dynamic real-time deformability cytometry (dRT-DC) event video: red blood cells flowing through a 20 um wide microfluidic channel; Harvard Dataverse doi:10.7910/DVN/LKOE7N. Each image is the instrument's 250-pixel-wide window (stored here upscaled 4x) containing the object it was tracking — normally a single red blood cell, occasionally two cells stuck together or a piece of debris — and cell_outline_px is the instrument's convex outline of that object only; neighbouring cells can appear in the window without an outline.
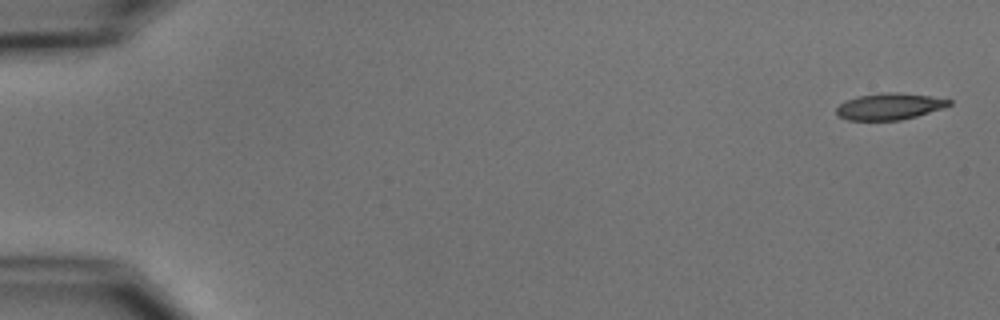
{"species": "common noctule bat (a hibernating species)", "species_latin": "Nyctalus noctula", "temperature_condition": "cold", "stored_images_in_passage": 5, "camera_frame_rate_fps": 3000, "um_per_image_px": 0.085, "animal": {"sex": "male", "body_mass_g": 15.6}, "frame": {"image": 1, "passage_image": 1, "time_ms": 0.0, "image_size_px": [1000, 320], "cell_outline_px": [[952, 104], [916, 116], [900, 120], [848, 120], [836, 116], [836, 108], [840, 104], [856, 96], [880, 92], [900, 92], [928, 96], [952, 100]], "centroid_in_image_um": [75.55, 9.04], "position_along_channel_um": 9.5, "area_um2": 17.34}}
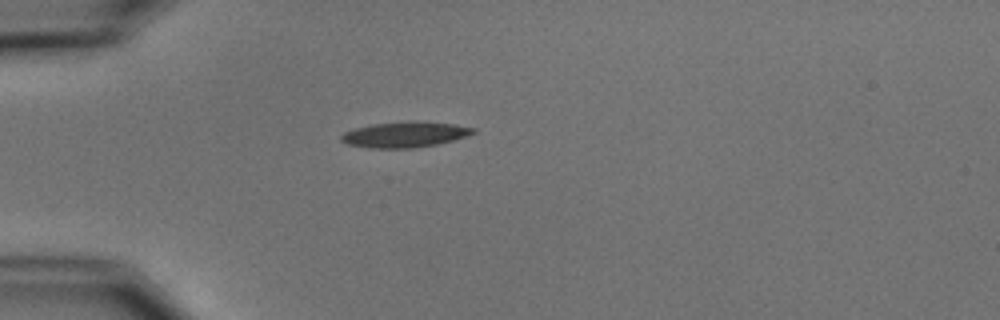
{"frame": {"image": 2, "passage_image": 5, "time_ms": 4.667, "image_size_px": [1000, 320], "cell_outline_px": [[476, 132], [468, 136], [436, 144], [412, 148], [372, 148], [348, 144], [340, 140], [340, 136], [344, 132], [356, 128], [372, 124], [408, 120], [416, 120], [452, 124], [476, 128]], "centroid_in_image_um": [34.42, 11.42], "position_along_channel_um": 50.6, "area_um2": 19.77}}